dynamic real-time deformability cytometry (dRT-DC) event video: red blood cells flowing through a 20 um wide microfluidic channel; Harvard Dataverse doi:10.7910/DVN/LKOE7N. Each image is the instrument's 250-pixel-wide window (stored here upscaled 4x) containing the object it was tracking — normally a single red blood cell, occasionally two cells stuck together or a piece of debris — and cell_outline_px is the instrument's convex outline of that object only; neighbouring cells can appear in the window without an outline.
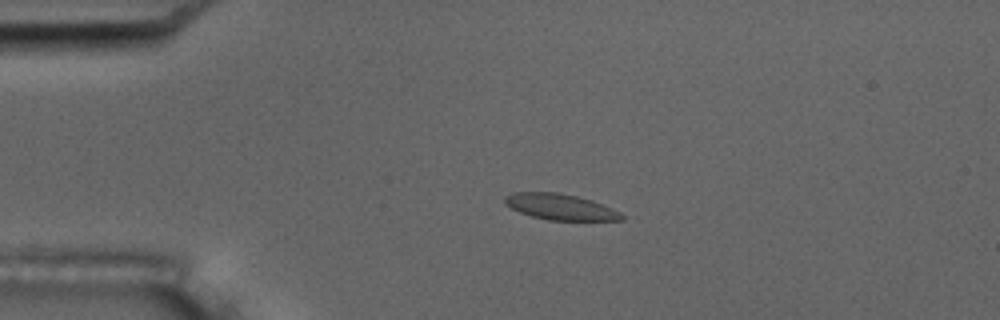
{"species": "common noctule bat (a hibernating species)", "species_latin": "Nyctalus noctula", "temperature_condition": "room temperature", "stored_images_in_passage": 4, "camera_frame_rate_fps": 3000, "um_per_image_px": 0.085, "animal": {"sex": "male", "body_mass_g": 17.5, "forearm_length_mm": 52.3}, "frame": {"image": 1, "passage_image": 3, "time_ms": 2.333, "image_size_px": [1000, 320], "cell_outline_px": [[624, 220], [548, 220], [532, 216], [520, 212], [504, 204], [504, 196], [512, 192], [556, 192], [576, 196], [592, 200], [612, 208], [620, 212], [624, 216]], "centroid_in_image_um": [47.61, 17.58], "position_along_channel_um": 37.4, "area_um2": 17.63}}